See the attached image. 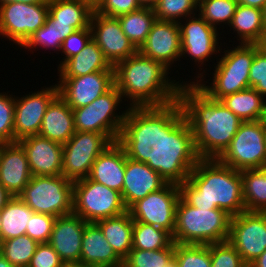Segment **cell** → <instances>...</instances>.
Returning a JSON list of instances; mask_svg holds the SVG:
<instances>
[{
  "label": "cell",
  "instance_id": "2e32d148",
  "mask_svg": "<svg viewBox=\"0 0 266 267\" xmlns=\"http://www.w3.org/2000/svg\"><path fill=\"white\" fill-rule=\"evenodd\" d=\"M44 87L21 98L14 95V142L39 134L46 108L58 95L57 84Z\"/></svg>",
  "mask_w": 266,
  "mask_h": 267
},
{
  "label": "cell",
  "instance_id": "e575fe53",
  "mask_svg": "<svg viewBox=\"0 0 266 267\" xmlns=\"http://www.w3.org/2000/svg\"><path fill=\"white\" fill-rule=\"evenodd\" d=\"M173 243L172 235L150 224L133 221L132 249L159 250Z\"/></svg>",
  "mask_w": 266,
  "mask_h": 267
},
{
  "label": "cell",
  "instance_id": "9c48e42d",
  "mask_svg": "<svg viewBox=\"0 0 266 267\" xmlns=\"http://www.w3.org/2000/svg\"><path fill=\"white\" fill-rule=\"evenodd\" d=\"M122 195L91 179L83 178L73 182V211L88 223L112 218L126 213Z\"/></svg>",
  "mask_w": 266,
  "mask_h": 267
},
{
  "label": "cell",
  "instance_id": "60d3db41",
  "mask_svg": "<svg viewBox=\"0 0 266 267\" xmlns=\"http://www.w3.org/2000/svg\"><path fill=\"white\" fill-rule=\"evenodd\" d=\"M211 267H248L238 251L226 240L209 244Z\"/></svg>",
  "mask_w": 266,
  "mask_h": 267
},
{
  "label": "cell",
  "instance_id": "6f0895ef",
  "mask_svg": "<svg viewBox=\"0 0 266 267\" xmlns=\"http://www.w3.org/2000/svg\"><path fill=\"white\" fill-rule=\"evenodd\" d=\"M0 267H13L1 253H0Z\"/></svg>",
  "mask_w": 266,
  "mask_h": 267
},
{
  "label": "cell",
  "instance_id": "44dd1931",
  "mask_svg": "<svg viewBox=\"0 0 266 267\" xmlns=\"http://www.w3.org/2000/svg\"><path fill=\"white\" fill-rule=\"evenodd\" d=\"M87 223L73 213L56 217L48 243L65 264L79 263L82 235Z\"/></svg>",
  "mask_w": 266,
  "mask_h": 267
},
{
  "label": "cell",
  "instance_id": "f546056e",
  "mask_svg": "<svg viewBox=\"0 0 266 267\" xmlns=\"http://www.w3.org/2000/svg\"><path fill=\"white\" fill-rule=\"evenodd\" d=\"M242 122L264 120L266 115V99L254 88H246L227 95L220 100Z\"/></svg>",
  "mask_w": 266,
  "mask_h": 267
},
{
  "label": "cell",
  "instance_id": "9f6ffc18",
  "mask_svg": "<svg viewBox=\"0 0 266 267\" xmlns=\"http://www.w3.org/2000/svg\"><path fill=\"white\" fill-rule=\"evenodd\" d=\"M142 7H150L153 8L158 0H138Z\"/></svg>",
  "mask_w": 266,
  "mask_h": 267
},
{
  "label": "cell",
  "instance_id": "94428289",
  "mask_svg": "<svg viewBox=\"0 0 266 267\" xmlns=\"http://www.w3.org/2000/svg\"><path fill=\"white\" fill-rule=\"evenodd\" d=\"M262 11H263V20H264V24H265V27H266V4L264 5Z\"/></svg>",
  "mask_w": 266,
  "mask_h": 267
},
{
  "label": "cell",
  "instance_id": "836d02e7",
  "mask_svg": "<svg viewBox=\"0 0 266 267\" xmlns=\"http://www.w3.org/2000/svg\"><path fill=\"white\" fill-rule=\"evenodd\" d=\"M117 18L122 31L137 49L145 42L153 23L156 21L154 9L150 7H141Z\"/></svg>",
  "mask_w": 266,
  "mask_h": 267
},
{
  "label": "cell",
  "instance_id": "680465c9",
  "mask_svg": "<svg viewBox=\"0 0 266 267\" xmlns=\"http://www.w3.org/2000/svg\"><path fill=\"white\" fill-rule=\"evenodd\" d=\"M260 49H262L266 53V33H264L260 43H259Z\"/></svg>",
  "mask_w": 266,
  "mask_h": 267
},
{
  "label": "cell",
  "instance_id": "7c38bea8",
  "mask_svg": "<svg viewBox=\"0 0 266 267\" xmlns=\"http://www.w3.org/2000/svg\"><path fill=\"white\" fill-rule=\"evenodd\" d=\"M47 17L48 3L0 5V36L22 47L45 24Z\"/></svg>",
  "mask_w": 266,
  "mask_h": 267
},
{
  "label": "cell",
  "instance_id": "ac0fdd59",
  "mask_svg": "<svg viewBox=\"0 0 266 267\" xmlns=\"http://www.w3.org/2000/svg\"><path fill=\"white\" fill-rule=\"evenodd\" d=\"M90 28L92 39L113 67L138 51L122 31L120 22L116 17L104 16L94 11Z\"/></svg>",
  "mask_w": 266,
  "mask_h": 267
},
{
  "label": "cell",
  "instance_id": "f35d334b",
  "mask_svg": "<svg viewBox=\"0 0 266 267\" xmlns=\"http://www.w3.org/2000/svg\"><path fill=\"white\" fill-rule=\"evenodd\" d=\"M157 20L179 22L181 19L197 15V0H158L153 7Z\"/></svg>",
  "mask_w": 266,
  "mask_h": 267
},
{
  "label": "cell",
  "instance_id": "f5cc1de1",
  "mask_svg": "<svg viewBox=\"0 0 266 267\" xmlns=\"http://www.w3.org/2000/svg\"><path fill=\"white\" fill-rule=\"evenodd\" d=\"M248 267H266V250Z\"/></svg>",
  "mask_w": 266,
  "mask_h": 267
},
{
  "label": "cell",
  "instance_id": "603a6c76",
  "mask_svg": "<svg viewBox=\"0 0 266 267\" xmlns=\"http://www.w3.org/2000/svg\"><path fill=\"white\" fill-rule=\"evenodd\" d=\"M32 177L27 155L19 142L0 143V183L14 197Z\"/></svg>",
  "mask_w": 266,
  "mask_h": 267
},
{
  "label": "cell",
  "instance_id": "8d00e7d4",
  "mask_svg": "<svg viewBox=\"0 0 266 267\" xmlns=\"http://www.w3.org/2000/svg\"><path fill=\"white\" fill-rule=\"evenodd\" d=\"M237 5V0H200L198 14L215 29L220 30L222 24H231ZM217 25H220L219 28Z\"/></svg>",
  "mask_w": 266,
  "mask_h": 267
},
{
  "label": "cell",
  "instance_id": "d4e9b609",
  "mask_svg": "<svg viewBox=\"0 0 266 267\" xmlns=\"http://www.w3.org/2000/svg\"><path fill=\"white\" fill-rule=\"evenodd\" d=\"M125 176V150L116 141L94 161L88 178L122 193Z\"/></svg>",
  "mask_w": 266,
  "mask_h": 267
},
{
  "label": "cell",
  "instance_id": "c3c4849f",
  "mask_svg": "<svg viewBox=\"0 0 266 267\" xmlns=\"http://www.w3.org/2000/svg\"><path fill=\"white\" fill-rule=\"evenodd\" d=\"M64 264L49 243H39L27 267H63Z\"/></svg>",
  "mask_w": 266,
  "mask_h": 267
},
{
  "label": "cell",
  "instance_id": "7402d4cb",
  "mask_svg": "<svg viewBox=\"0 0 266 267\" xmlns=\"http://www.w3.org/2000/svg\"><path fill=\"white\" fill-rule=\"evenodd\" d=\"M167 183L146 163L132 160L125 153V176L121 195L127 209L149 193L163 188Z\"/></svg>",
  "mask_w": 266,
  "mask_h": 267
},
{
  "label": "cell",
  "instance_id": "816d5d0a",
  "mask_svg": "<svg viewBox=\"0 0 266 267\" xmlns=\"http://www.w3.org/2000/svg\"><path fill=\"white\" fill-rule=\"evenodd\" d=\"M13 196L0 183V211Z\"/></svg>",
  "mask_w": 266,
  "mask_h": 267
},
{
  "label": "cell",
  "instance_id": "bcb514c9",
  "mask_svg": "<svg viewBox=\"0 0 266 267\" xmlns=\"http://www.w3.org/2000/svg\"><path fill=\"white\" fill-rule=\"evenodd\" d=\"M92 39L91 28H84L74 31L62 43L60 52L64 55L62 61L58 65V69L70 58L78 55L82 49Z\"/></svg>",
  "mask_w": 266,
  "mask_h": 267
},
{
  "label": "cell",
  "instance_id": "b9f144b4",
  "mask_svg": "<svg viewBox=\"0 0 266 267\" xmlns=\"http://www.w3.org/2000/svg\"><path fill=\"white\" fill-rule=\"evenodd\" d=\"M0 93V143L14 142V95Z\"/></svg>",
  "mask_w": 266,
  "mask_h": 267
},
{
  "label": "cell",
  "instance_id": "6125c7cd",
  "mask_svg": "<svg viewBox=\"0 0 266 267\" xmlns=\"http://www.w3.org/2000/svg\"><path fill=\"white\" fill-rule=\"evenodd\" d=\"M164 267H176V264L174 262V259L168 265H166Z\"/></svg>",
  "mask_w": 266,
  "mask_h": 267
},
{
  "label": "cell",
  "instance_id": "4316f807",
  "mask_svg": "<svg viewBox=\"0 0 266 267\" xmlns=\"http://www.w3.org/2000/svg\"><path fill=\"white\" fill-rule=\"evenodd\" d=\"M105 70H114V67L105 58L96 42L91 39L78 55L68 59L58 69V76L76 77Z\"/></svg>",
  "mask_w": 266,
  "mask_h": 267
},
{
  "label": "cell",
  "instance_id": "11a10c76",
  "mask_svg": "<svg viewBox=\"0 0 266 267\" xmlns=\"http://www.w3.org/2000/svg\"><path fill=\"white\" fill-rule=\"evenodd\" d=\"M82 3L86 4L87 6H89L93 11H95L99 5L101 4V2L103 0H79Z\"/></svg>",
  "mask_w": 266,
  "mask_h": 267
},
{
  "label": "cell",
  "instance_id": "83f0119b",
  "mask_svg": "<svg viewBox=\"0 0 266 267\" xmlns=\"http://www.w3.org/2000/svg\"><path fill=\"white\" fill-rule=\"evenodd\" d=\"M229 27L239 44H259L266 32L262 9L238 4Z\"/></svg>",
  "mask_w": 266,
  "mask_h": 267
},
{
  "label": "cell",
  "instance_id": "5b68a950",
  "mask_svg": "<svg viewBox=\"0 0 266 267\" xmlns=\"http://www.w3.org/2000/svg\"><path fill=\"white\" fill-rule=\"evenodd\" d=\"M223 51L222 55L219 53L221 58H216L217 64L210 77V80L212 78L210 85L206 84L208 81H204L205 70L202 73L197 72L198 76L193 77L194 81H184V83H195L209 98L216 101L250 87L249 74L255 55V44H239L230 50L224 48Z\"/></svg>",
  "mask_w": 266,
  "mask_h": 267
},
{
  "label": "cell",
  "instance_id": "4fadbf2b",
  "mask_svg": "<svg viewBox=\"0 0 266 267\" xmlns=\"http://www.w3.org/2000/svg\"><path fill=\"white\" fill-rule=\"evenodd\" d=\"M179 199V186L167 183L163 188L134 203L128 212L133 221L153 225L173 235Z\"/></svg>",
  "mask_w": 266,
  "mask_h": 267
},
{
  "label": "cell",
  "instance_id": "5bb4252c",
  "mask_svg": "<svg viewBox=\"0 0 266 267\" xmlns=\"http://www.w3.org/2000/svg\"><path fill=\"white\" fill-rule=\"evenodd\" d=\"M185 19L178 22L181 36L180 58L190 57V61L194 60L201 72L204 69L203 65L206 66L205 63L214 57L212 55L216 56L217 53L222 52L218 41L220 40L219 30L207 23L199 14Z\"/></svg>",
  "mask_w": 266,
  "mask_h": 267
},
{
  "label": "cell",
  "instance_id": "f1b7e54d",
  "mask_svg": "<svg viewBox=\"0 0 266 267\" xmlns=\"http://www.w3.org/2000/svg\"><path fill=\"white\" fill-rule=\"evenodd\" d=\"M93 12L79 0H49L47 19L52 24L70 25L79 30L90 28Z\"/></svg>",
  "mask_w": 266,
  "mask_h": 267
},
{
  "label": "cell",
  "instance_id": "30bf717a",
  "mask_svg": "<svg viewBox=\"0 0 266 267\" xmlns=\"http://www.w3.org/2000/svg\"><path fill=\"white\" fill-rule=\"evenodd\" d=\"M218 160L238 171L266 167L265 120L242 122Z\"/></svg>",
  "mask_w": 266,
  "mask_h": 267
},
{
  "label": "cell",
  "instance_id": "52a82bcc",
  "mask_svg": "<svg viewBox=\"0 0 266 267\" xmlns=\"http://www.w3.org/2000/svg\"><path fill=\"white\" fill-rule=\"evenodd\" d=\"M122 100L120 91L114 85L91 104L72 109L75 131L97 132L104 134L112 143L116 142L129 108V106H125L126 110L123 109L120 113Z\"/></svg>",
  "mask_w": 266,
  "mask_h": 267
},
{
  "label": "cell",
  "instance_id": "7bdbcfd3",
  "mask_svg": "<svg viewBox=\"0 0 266 267\" xmlns=\"http://www.w3.org/2000/svg\"><path fill=\"white\" fill-rule=\"evenodd\" d=\"M61 46L59 42H56L55 26L47 19L45 24L41 26L21 48L32 49L30 50L32 53H34V48L41 49V47L45 49V51L51 48L50 50L60 52Z\"/></svg>",
  "mask_w": 266,
  "mask_h": 267
},
{
  "label": "cell",
  "instance_id": "7dc6e473",
  "mask_svg": "<svg viewBox=\"0 0 266 267\" xmlns=\"http://www.w3.org/2000/svg\"><path fill=\"white\" fill-rule=\"evenodd\" d=\"M138 0H103L95 10L104 16L119 17L141 8Z\"/></svg>",
  "mask_w": 266,
  "mask_h": 267
},
{
  "label": "cell",
  "instance_id": "f907efd6",
  "mask_svg": "<svg viewBox=\"0 0 266 267\" xmlns=\"http://www.w3.org/2000/svg\"><path fill=\"white\" fill-rule=\"evenodd\" d=\"M238 4L244 6H250L257 9H263L264 5L266 4V0H237Z\"/></svg>",
  "mask_w": 266,
  "mask_h": 267
},
{
  "label": "cell",
  "instance_id": "484cf974",
  "mask_svg": "<svg viewBox=\"0 0 266 267\" xmlns=\"http://www.w3.org/2000/svg\"><path fill=\"white\" fill-rule=\"evenodd\" d=\"M74 134L73 111L68 104L57 95L46 108L38 135L64 145Z\"/></svg>",
  "mask_w": 266,
  "mask_h": 267
},
{
  "label": "cell",
  "instance_id": "e0dca14e",
  "mask_svg": "<svg viewBox=\"0 0 266 267\" xmlns=\"http://www.w3.org/2000/svg\"><path fill=\"white\" fill-rule=\"evenodd\" d=\"M58 78V95L71 109L91 104L115 85L114 70L97 71L83 76Z\"/></svg>",
  "mask_w": 266,
  "mask_h": 267
},
{
  "label": "cell",
  "instance_id": "cb8c5ba5",
  "mask_svg": "<svg viewBox=\"0 0 266 267\" xmlns=\"http://www.w3.org/2000/svg\"><path fill=\"white\" fill-rule=\"evenodd\" d=\"M79 264L91 267H122L123 265V260L115 253L96 223L85 225Z\"/></svg>",
  "mask_w": 266,
  "mask_h": 267
},
{
  "label": "cell",
  "instance_id": "8992f818",
  "mask_svg": "<svg viewBox=\"0 0 266 267\" xmlns=\"http://www.w3.org/2000/svg\"><path fill=\"white\" fill-rule=\"evenodd\" d=\"M232 216L222 209L195 208L181 197L176 209L173 242L208 245L228 239Z\"/></svg>",
  "mask_w": 266,
  "mask_h": 267
},
{
  "label": "cell",
  "instance_id": "7a4b0ae2",
  "mask_svg": "<svg viewBox=\"0 0 266 267\" xmlns=\"http://www.w3.org/2000/svg\"><path fill=\"white\" fill-rule=\"evenodd\" d=\"M179 100L193 131L199 158L218 159L230 145L241 119L220 101L209 98L195 83H182Z\"/></svg>",
  "mask_w": 266,
  "mask_h": 267
},
{
  "label": "cell",
  "instance_id": "681fc988",
  "mask_svg": "<svg viewBox=\"0 0 266 267\" xmlns=\"http://www.w3.org/2000/svg\"><path fill=\"white\" fill-rule=\"evenodd\" d=\"M55 26V33H56V42H59L61 45L63 41L71 35L74 31H76L70 25H63V24H52Z\"/></svg>",
  "mask_w": 266,
  "mask_h": 267
},
{
  "label": "cell",
  "instance_id": "be15d7a7",
  "mask_svg": "<svg viewBox=\"0 0 266 267\" xmlns=\"http://www.w3.org/2000/svg\"><path fill=\"white\" fill-rule=\"evenodd\" d=\"M0 231H1V211H0Z\"/></svg>",
  "mask_w": 266,
  "mask_h": 267
},
{
  "label": "cell",
  "instance_id": "ab89813d",
  "mask_svg": "<svg viewBox=\"0 0 266 267\" xmlns=\"http://www.w3.org/2000/svg\"><path fill=\"white\" fill-rule=\"evenodd\" d=\"M173 259L176 267H211L209 244L175 243Z\"/></svg>",
  "mask_w": 266,
  "mask_h": 267
},
{
  "label": "cell",
  "instance_id": "74e56055",
  "mask_svg": "<svg viewBox=\"0 0 266 267\" xmlns=\"http://www.w3.org/2000/svg\"><path fill=\"white\" fill-rule=\"evenodd\" d=\"M175 242L159 250L131 249L122 267H164L174 258Z\"/></svg>",
  "mask_w": 266,
  "mask_h": 267
},
{
  "label": "cell",
  "instance_id": "f6af8a7d",
  "mask_svg": "<svg viewBox=\"0 0 266 267\" xmlns=\"http://www.w3.org/2000/svg\"><path fill=\"white\" fill-rule=\"evenodd\" d=\"M249 85L266 99V53L255 44V55L251 63Z\"/></svg>",
  "mask_w": 266,
  "mask_h": 267
},
{
  "label": "cell",
  "instance_id": "ffe728a7",
  "mask_svg": "<svg viewBox=\"0 0 266 267\" xmlns=\"http://www.w3.org/2000/svg\"><path fill=\"white\" fill-rule=\"evenodd\" d=\"M26 152L32 176L62 175L63 145L40 135L19 141Z\"/></svg>",
  "mask_w": 266,
  "mask_h": 267
},
{
  "label": "cell",
  "instance_id": "db71d44e",
  "mask_svg": "<svg viewBox=\"0 0 266 267\" xmlns=\"http://www.w3.org/2000/svg\"><path fill=\"white\" fill-rule=\"evenodd\" d=\"M15 2H23L27 4H38V3H48L49 0H0V5L15 3Z\"/></svg>",
  "mask_w": 266,
  "mask_h": 267
},
{
  "label": "cell",
  "instance_id": "3957f363",
  "mask_svg": "<svg viewBox=\"0 0 266 267\" xmlns=\"http://www.w3.org/2000/svg\"><path fill=\"white\" fill-rule=\"evenodd\" d=\"M178 186L180 197L195 208L222 209L232 217L246 211L241 171L218 159L200 158Z\"/></svg>",
  "mask_w": 266,
  "mask_h": 267
},
{
  "label": "cell",
  "instance_id": "d6a6232c",
  "mask_svg": "<svg viewBox=\"0 0 266 267\" xmlns=\"http://www.w3.org/2000/svg\"><path fill=\"white\" fill-rule=\"evenodd\" d=\"M243 200L247 212H266V167L241 171Z\"/></svg>",
  "mask_w": 266,
  "mask_h": 267
},
{
  "label": "cell",
  "instance_id": "d6986e66",
  "mask_svg": "<svg viewBox=\"0 0 266 267\" xmlns=\"http://www.w3.org/2000/svg\"><path fill=\"white\" fill-rule=\"evenodd\" d=\"M138 51L148 58L162 63L167 69L181 60V36L179 23L157 20Z\"/></svg>",
  "mask_w": 266,
  "mask_h": 267
},
{
  "label": "cell",
  "instance_id": "4dcf8cb0",
  "mask_svg": "<svg viewBox=\"0 0 266 267\" xmlns=\"http://www.w3.org/2000/svg\"><path fill=\"white\" fill-rule=\"evenodd\" d=\"M96 224L115 253L123 260L132 249L133 219L126 213L99 220Z\"/></svg>",
  "mask_w": 266,
  "mask_h": 267
},
{
  "label": "cell",
  "instance_id": "8fae6325",
  "mask_svg": "<svg viewBox=\"0 0 266 267\" xmlns=\"http://www.w3.org/2000/svg\"><path fill=\"white\" fill-rule=\"evenodd\" d=\"M111 144L104 134L75 131L63 145L62 175L73 182L87 178L95 159Z\"/></svg>",
  "mask_w": 266,
  "mask_h": 267
},
{
  "label": "cell",
  "instance_id": "9a60e30c",
  "mask_svg": "<svg viewBox=\"0 0 266 267\" xmlns=\"http://www.w3.org/2000/svg\"><path fill=\"white\" fill-rule=\"evenodd\" d=\"M227 241L249 266L266 250V212H242L231 218Z\"/></svg>",
  "mask_w": 266,
  "mask_h": 267
},
{
  "label": "cell",
  "instance_id": "e7e4bbea",
  "mask_svg": "<svg viewBox=\"0 0 266 267\" xmlns=\"http://www.w3.org/2000/svg\"><path fill=\"white\" fill-rule=\"evenodd\" d=\"M265 141H266V122H265Z\"/></svg>",
  "mask_w": 266,
  "mask_h": 267
},
{
  "label": "cell",
  "instance_id": "ee69618b",
  "mask_svg": "<svg viewBox=\"0 0 266 267\" xmlns=\"http://www.w3.org/2000/svg\"><path fill=\"white\" fill-rule=\"evenodd\" d=\"M56 217L48 214L34 213L26 226V235L38 243H48Z\"/></svg>",
  "mask_w": 266,
  "mask_h": 267
},
{
  "label": "cell",
  "instance_id": "1f68e13d",
  "mask_svg": "<svg viewBox=\"0 0 266 267\" xmlns=\"http://www.w3.org/2000/svg\"><path fill=\"white\" fill-rule=\"evenodd\" d=\"M34 213L19 196L12 197L1 210L0 241L25 235Z\"/></svg>",
  "mask_w": 266,
  "mask_h": 267
},
{
  "label": "cell",
  "instance_id": "d590c367",
  "mask_svg": "<svg viewBox=\"0 0 266 267\" xmlns=\"http://www.w3.org/2000/svg\"><path fill=\"white\" fill-rule=\"evenodd\" d=\"M39 243L28 235L0 241V253L13 267H27Z\"/></svg>",
  "mask_w": 266,
  "mask_h": 267
},
{
  "label": "cell",
  "instance_id": "91938a15",
  "mask_svg": "<svg viewBox=\"0 0 266 267\" xmlns=\"http://www.w3.org/2000/svg\"><path fill=\"white\" fill-rule=\"evenodd\" d=\"M63 267H91V266H86V265L79 264V263H72V264H64Z\"/></svg>",
  "mask_w": 266,
  "mask_h": 267
},
{
  "label": "cell",
  "instance_id": "ba28073f",
  "mask_svg": "<svg viewBox=\"0 0 266 267\" xmlns=\"http://www.w3.org/2000/svg\"><path fill=\"white\" fill-rule=\"evenodd\" d=\"M19 197L35 213L69 215L73 211V181L63 175L32 176Z\"/></svg>",
  "mask_w": 266,
  "mask_h": 267
},
{
  "label": "cell",
  "instance_id": "277c9868",
  "mask_svg": "<svg viewBox=\"0 0 266 267\" xmlns=\"http://www.w3.org/2000/svg\"><path fill=\"white\" fill-rule=\"evenodd\" d=\"M169 71L137 51L114 66L115 86L123 100H130L129 107L167 105L179 99V88L184 83L171 79Z\"/></svg>",
  "mask_w": 266,
  "mask_h": 267
},
{
  "label": "cell",
  "instance_id": "6da1fadb",
  "mask_svg": "<svg viewBox=\"0 0 266 267\" xmlns=\"http://www.w3.org/2000/svg\"><path fill=\"white\" fill-rule=\"evenodd\" d=\"M117 142L128 158L146 163L177 185L200 159L179 99L163 106L129 107Z\"/></svg>",
  "mask_w": 266,
  "mask_h": 267
}]
</instances>
